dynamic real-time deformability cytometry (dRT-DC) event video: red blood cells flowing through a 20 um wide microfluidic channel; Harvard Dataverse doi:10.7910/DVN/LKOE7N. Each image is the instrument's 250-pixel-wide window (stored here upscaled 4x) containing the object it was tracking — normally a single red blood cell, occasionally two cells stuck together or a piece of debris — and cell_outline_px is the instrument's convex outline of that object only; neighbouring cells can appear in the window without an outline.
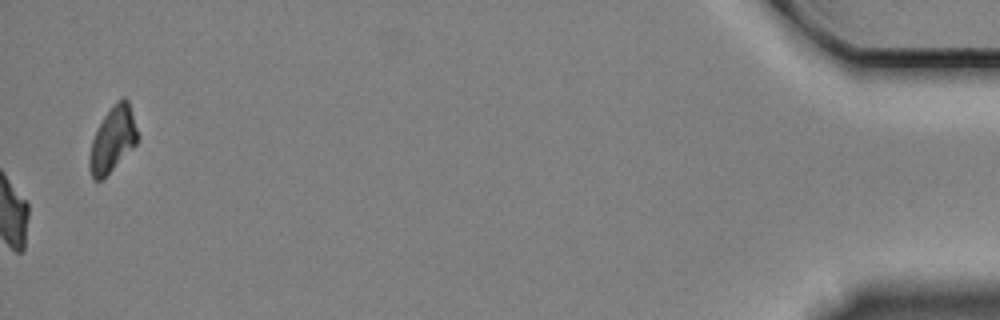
{"species": "Egyptian fruit bat (a non-hibernating species)", "species_latin": "Rousettus aegyptiacus", "temperature_condition": "cold", "stored_images_in_passage": 60, "camera_frame_rate_fps": 3000, "um_per_image_px": 0.085, "animal": {"sex": "female"}, "frame": {"image": 1, "passage_image": 60, "time_ms": 19.667, "image_size_px": [1000, 320], "cell_outline_px": [[140, 136], [136, 144], [100, 180], [96, 180], [92, 176], [88, 168], [88, 156], [92, 140], [96, 128], [104, 116], [116, 100], [120, 96], [124, 96], [128, 100]], "centroid_in_image_um": [9.58, 11.78], "position_along_channel_um": 425.6, "area_um2": 18.26}, "authors_computed_cell_mechanics": {"area_um2": 18.4671, "velocity_mm_per_s": 3.3322, "shape_relaxation_time_tau1_ms": 11.0226, "shape_relaxation_time_tau2_ms": 6.8371, "deformation_change_tau1": 0.2313, "deformation_change_tau2": 0.1284}}